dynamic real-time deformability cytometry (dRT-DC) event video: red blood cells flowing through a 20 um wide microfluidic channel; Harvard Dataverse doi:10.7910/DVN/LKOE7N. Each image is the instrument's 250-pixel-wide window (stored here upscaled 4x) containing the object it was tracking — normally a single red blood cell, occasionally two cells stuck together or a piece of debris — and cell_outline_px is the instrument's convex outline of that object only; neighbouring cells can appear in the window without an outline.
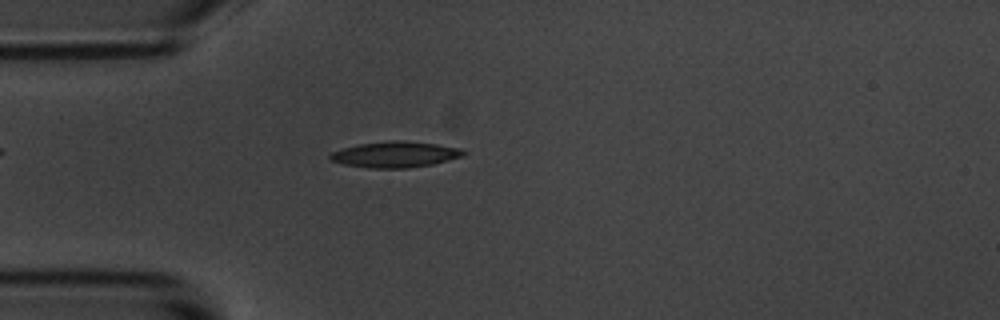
{"species": "common noctule bat (a hibernating species)", "species_latin": "Nyctalus noctula", "temperature_condition": "room temperature", "stored_images_in_passage": 3, "camera_frame_rate_fps": 3000, "um_per_image_px": 0.085, "animal": {"sex": "male", "body_mass_g": 20.1, "forearm_length_mm": 53.5}, "frame": {"image": 1, "passage_image": 3, "time_ms": 3.0, "image_size_px": [1000, 320], "cell_outline_px": [[468, 152], [464, 156], [432, 164], [408, 168], [372, 168], [344, 164], [332, 160], [328, 156], [332, 152], [344, 148], [360, 144], [392, 140], [404, 140], [436, 144], [460, 148]], "centroid_in_image_um": [33.64, 13.12], "position_along_channel_um": 51.4, "area_um2": 20.0}}